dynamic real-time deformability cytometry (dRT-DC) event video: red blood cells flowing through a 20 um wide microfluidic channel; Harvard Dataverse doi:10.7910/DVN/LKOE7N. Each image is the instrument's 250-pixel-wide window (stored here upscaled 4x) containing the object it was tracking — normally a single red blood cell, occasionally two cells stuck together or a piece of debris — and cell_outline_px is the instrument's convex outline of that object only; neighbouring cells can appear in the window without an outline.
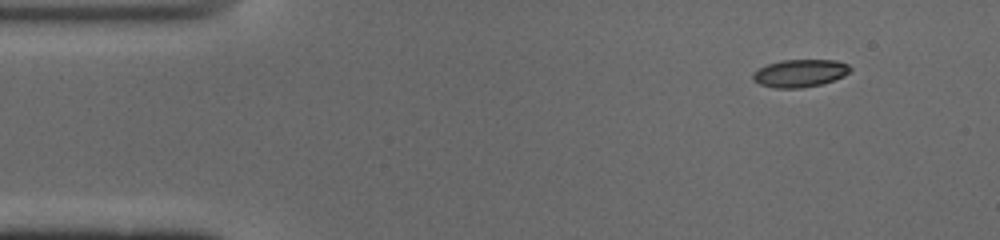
{"species": "common noctule bat (a hibernating species)", "species_latin": "Nyctalus noctula", "temperature_condition": "cold", "stored_images_in_passage": 47, "camera_frame_rate_fps": 3000, "um_per_image_px": 0.085, "animal": {"sex": "male", "body_mass_g": 19.0, "forearm_length_mm": 50.8}, "frame": {"image": 1, "passage_image": 1, "time_ms": 0.0, "image_size_px": [1000, 240], "cell_outline_px": [[852, 68], [844, 76], [820, 84], [800, 88], [776, 88], [760, 84], [752, 80], [752, 72], [768, 64], [780, 60], [836, 60], [848, 64]], "centroid_in_image_um": [67.97, 6.21], "position_along_channel_um": 17.0, "area_um2": 15.61}}
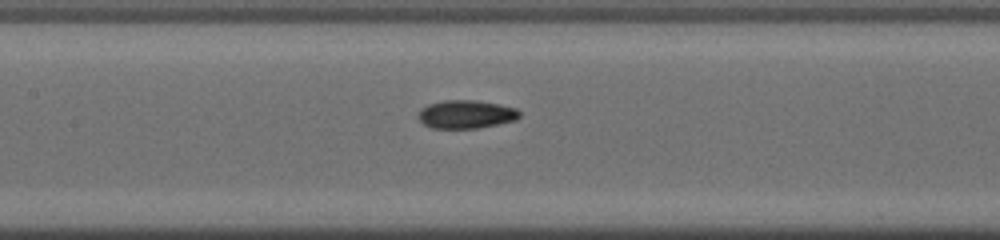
{"frame": {"image": 2, "passage_image": 19, "time_ms": 6.0, "image_size_px": [1000, 240], "cell_outline_px": [[520, 116], [516, 120], [476, 128], [432, 128], [424, 124], [416, 116], [420, 108], [428, 104], [444, 100], [472, 100], [500, 104], [516, 108], [520, 112]], "centroid_in_image_um": [39.58, 9.71], "position_along_channel_um": 167.8, "area_um2": 16.7}}
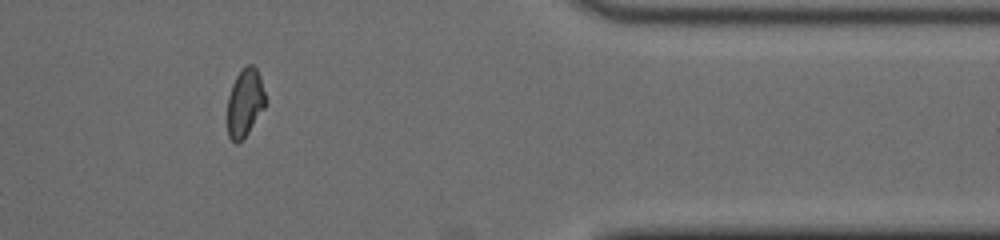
{"frame": {"image": 3, "passage_image": 38, "time_ms": 12.333, "image_size_px": [1000, 240], "cell_outline_px": [[264, 108], [248, 132], [236, 144], [228, 136], [228, 96], [232, 84], [236, 76], [248, 64], [252, 64], [256, 68], [260, 76], [264, 92]], "centroid_in_image_um": [20.8, 8.72], "position_along_channel_um": 390.6, "area_um2": 14.68}, "authors_computed_cell_mechanics": {"area_um2": 16.1262, "velocity_mm_per_s": 3.9375, "shape_relaxation_time_tau1_ms": null, "shape_relaxation_time_tau2_ms": 2.1136, "deformation_change_tau1": null, "deformation_change_tau2": 0.0658}}